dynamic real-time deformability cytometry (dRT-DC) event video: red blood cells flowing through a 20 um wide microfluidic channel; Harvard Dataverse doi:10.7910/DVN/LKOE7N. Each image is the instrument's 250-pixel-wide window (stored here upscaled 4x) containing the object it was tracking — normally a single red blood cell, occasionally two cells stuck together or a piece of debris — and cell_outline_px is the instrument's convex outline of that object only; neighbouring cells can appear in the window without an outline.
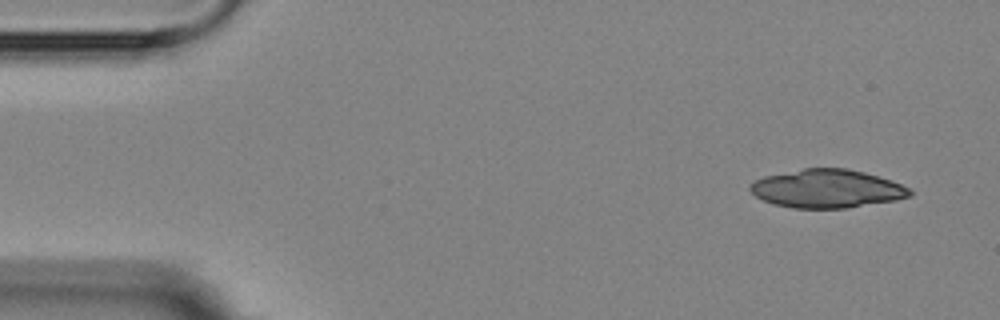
{"species": "Egyptian fruit bat (a non-hibernating species)", "species_latin": "Rousettus aegyptiacus", "temperature_condition": "room temperature", "stored_images_in_passage": 4, "camera_frame_rate_fps": 3000, "um_per_image_px": 0.085, "animal": {"sex": "female"}, "frame": {"image": 1, "passage_image": 1, "time_ms": 0.0, "image_size_px": [1000, 320], "cell_outline_px": [[912, 196], [896, 200], [844, 208], [792, 208], [772, 204], [756, 196], [748, 188], [756, 180], [764, 176], [804, 168], [848, 168], [864, 172], [900, 184], [908, 188], [912, 192]], "centroid_in_image_um": [70.27, 16.04], "position_along_channel_um": 14.7, "area_um2": 35.43}}